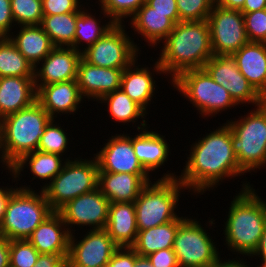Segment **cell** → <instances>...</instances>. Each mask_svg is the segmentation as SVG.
<instances>
[{
    "label": "cell",
    "mask_w": 266,
    "mask_h": 267,
    "mask_svg": "<svg viewBox=\"0 0 266 267\" xmlns=\"http://www.w3.org/2000/svg\"><path fill=\"white\" fill-rule=\"evenodd\" d=\"M58 154L52 153H44L41 151H34L28 154H25L19 161H17L10 170L5 172L10 173V179H12V183L17 182L19 183L20 176L23 174L21 173L26 167L30 169V173L33 176V179L42 180L44 181L41 186L40 190H43L51 180L61 171L64 163L67 160L73 159L72 157H68L66 159ZM71 158V159H70ZM18 178V179H17ZM46 180V181H45ZM50 180V181H48ZM46 182V183H45ZM48 182V183H47Z\"/></svg>",
    "instance_id": "cb8c5ba5"
},
{
    "label": "cell",
    "mask_w": 266,
    "mask_h": 267,
    "mask_svg": "<svg viewBox=\"0 0 266 267\" xmlns=\"http://www.w3.org/2000/svg\"><path fill=\"white\" fill-rule=\"evenodd\" d=\"M207 22L213 55H232L247 44L243 13L214 5Z\"/></svg>",
    "instance_id": "7c38bea8"
},
{
    "label": "cell",
    "mask_w": 266,
    "mask_h": 267,
    "mask_svg": "<svg viewBox=\"0 0 266 267\" xmlns=\"http://www.w3.org/2000/svg\"><path fill=\"white\" fill-rule=\"evenodd\" d=\"M160 45L157 60L170 82L184 71L203 68L213 56L207 20L176 23Z\"/></svg>",
    "instance_id": "7a4b0ae2"
},
{
    "label": "cell",
    "mask_w": 266,
    "mask_h": 267,
    "mask_svg": "<svg viewBox=\"0 0 266 267\" xmlns=\"http://www.w3.org/2000/svg\"><path fill=\"white\" fill-rule=\"evenodd\" d=\"M189 151L178 179L191 195H203L220 186L226 178L232 180L246 174L233 151L231 128L227 123L198 137Z\"/></svg>",
    "instance_id": "6da1fadb"
},
{
    "label": "cell",
    "mask_w": 266,
    "mask_h": 267,
    "mask_svg": "<svg viewBox=\"0 0 266 267\" xmlns=\"http://www.w3.org/2000/svg\"><path fill=\"white\" fill-rule=\"evenodd\" d=\"M70 233L58 211H53L27 239L40 254L69 252Z\"/></svg>",
    "instance_id": "603a6c76"
},
{
    "label": "cell",
    "mask_w": 266,
    "mask_h": 267,
    "mask_svg": "<svg viewBox=\"0 0 266 267\" xmlns=\"http://www.w3.org/2000/svg\"><path fill=\"white\" fill-rule=\"evenodd\" d=\"M124 24H116L93 45L81 52L87 63L103 68L125 69L140 56V48ZM139 54V55H138Z\"/></svg>",
    "instance_id": "8fae6325"
},
{
    "label": "cell",
    "mask_w": 266,
    "mask_h": 267,
    "mask_svg": "<svg viewBox=\"0 0 266 267\" xmlns=\"http://www.w3.org/2000/svg\"><path fill=\"white\" fill-rule=\"evenodd\" d=\"M170 83L203 118H212L222 111L239 107L230 93L215 82L204 68L184 71Z\"/></svg>",
    "instance_id": "ba28073f"
},
{
    "label": "cell",
    "mask_w": 266,
    "mask_h": 267,
    "mask_svg": "<svg viewBox=\"0 0 266 267\" xmlns=\"http://www.w3.org/2000/svg\"><path fill=\"white\" fill-rule=\"evenodd\" d=\"M10 240L0 235V267H10Z\"/></svg>",
    "instance_id": "681fc988"
},
{
    "label": "cell",
    "mask_w": 266,
    "mask_h": 267,
    "mask_svg": "<svg viewBox=\"0 0 266 267\" xmlns=\"http://www.w3.org/2000/svg\"><path fill=\"white\" fill-rule=\"evenodd\" d=\"M78 16L79 12L44 15L40 26L55 47H71L74 44Z\"/></svg>",
    "instance_id": "d6a6232c"
},
{
    "label": "cell",
    "mask_w": 266,
    "mask_h": 267,
    "mask_svg": "<svg viewBox=\"0 0 266 267\" xmlns=\"http://www.w3.org/2000/svg\"><path fill=\"white\" fill-rule=\"evenodd\" d=\"M18 187L13 186H2L0 187V226L3 221L4 213L6 210L7 202L11 196V194L17 189Z\"/></svg>",
    "instance_id": "c3c4849f"
},
{
    "label": "cell",
    "mask_w": 266,
    "mask_h": 267,
    "mask_svg": "<svg viewBox=\"0 0 266 267\" xmlns=\"http://www.w3.org/2000/svg\"><path fill=\"white\" fill-rule=\"evenodd\" d=\"M82 97L76 80L40 86L37 89L36 101L48 112L52 119L59 115L77 114Z\"/></svg>",
    "instance_id": "ffe728a7"
},
{
    "label": "cell",
    "mask_w": 266,
    "mask_h": 267,
    "mask_svg": "<svg viewBox=\"0 0 266 267\" xmlns=\"http://www.w3.org/2000/svg\"><path fill=\"white\" fill-rule=\"evenodd\" d=\"M212 79L222 85L238 104L253 107L261 105L265 99L239 71L232 55H213L203 67ZM255 104V105H254Z\"/></svg>",
    "instance_id": "9a60e30c"
},
{
    "label": "cell",
    "mask_w": 266,
    "mask_h": 267,
    "mask_svg": "<svg viewBox=\"0 0 266 267\" xmlns=\"http://www.w3.org/2000/svg\"><path fill=\"white\" fill-rule=\"evenodd\" d=\"M14 23L11 0H0V37H8L16 29Z\"/></svg>",
    "instance_id": "b9f144b4"
},
{
    "label": "cell",
    "mask_w": 266,
    "mask_h": 267,
    "mask_svg": "<svg viewBox=\"0 0 266 267\" xmlns=\"http://www.w3.org/2000/svg\"><path fill=\"white\" fill-rule=\"evenodd\" d=\"M75 157L67 160L61 171L43 189L53 211H58L68 201L98 188V163L95 157Z\"/></svg>",
    "instance_id": "9c48e42d"
},
{
    "label": "cell",
    "mask_w": 266,
    "mask_h": 267,
    "mask_svg": "<svg viewBox=\"0 0 266 267\" xmlns=\"http://www.w3.org/2000/svg\"><path fill=\"white\" fill-rule=\"evenodd\" d=\"M189 215L178 225L173 251L180 267H209L220 255L219 248L203 225Z\"/></svg>",
    "instance_id": "30bf717a"
},
{
    "label": "cell",
    "mask_w": 266,
    "mask_h": 267,
    "mask_svg": "<svg viewBox=\"0 0 266 267\" xmlns=\"http://www.w3.org/2000/svg\"><path fill=\"white\" fill-rule=\"evenodd\" d=\"M105 230L119 247H131L138 233L134 202L110 203Z\"/></svg>",
    "instance_id": "83f0119b"
},
{
    "label": "cell",
    "mask_w": 266,
    "mask_h": 267,
    "mask_svg": "<svg viewBox=\"0 0 266 267\" xmlns=\"http://www.w3.org/2000/svg\"><path fill=\"white\" fill-rule=\"evenodd\" d=\"M135 250L132 247H119L111 256L107 267H133Z\"/></svg>",
    "instance_id": "ee69618b"
},
{
    "label": "cell",
    "mask_w": 266,
    "mask_h": 267,
    "mask_svg": "<svg viewBox=\"0 0 266 267\" xmlns=\"http://www.w3.org/2000/svg\"><path fill=\"white\" fill-rule=\"evenodd\" d=\"M79 240L70 234L68 267H104L119 248L105 229L88 228ZM77 238V239H76ZM78 240V241H77Z\"/></svg>",
    "instance_id": "5bb4252c"
},
{
    "label": "cell",
    "mask_w": 266,
    "mask_h": 267,
    "mask_svg": "<svg viewBox=\"0 0 266 267\" xmlns=\"http://www.w3.org/2000/svg\"><path fill=\"white\" fill-rule=\"evenodd\" d=\"M109 204L107 197L96 188L68 201L58 212L70 234L76 232L75 226L81 229L90 227V230L105 229Z\"/></svg>",
    "instance_id": "4fadbf2b"
},
{
    "label": "cell",
    "mask_w": 266,
    "mask_h": 267,
    "mask_svg": "<svg viewBox=\"0 0 266 267\" xmlns=\"http://www.w3.org/2000/svg\"><path fill=\"white\" fill-rule=\"evenodd\" d=\"M180 21L207 20L216 0H176Z\"/></svg>",
    "instance_id": "74e56055"
},
{
    "label": "cell",
    "mask_w": 266,
    "mask_h": 267,
    "mask_svg": "<svg viewBox=\"0 0 266 267\" xmlns=\"http://www.w3.org/2000/svg\"><path fill=\"white\" fill-rule=\"evenodd\" d=\"M185 218L186 216L182 215L165 224L138 231L136 240L131 247L139 256H148L158 250L173 248L178 225Z\"/></svg>",
    "instance_id": "4dcf8cb0"
},
{
    "label": "cell",
    "mask_w": 266,
    "mask_h": 267,
    "mask_svg": "<svg viewBox=\"0 0 266 267\" xmlns=\"http://www.w3.org/2000/svg\"><path fill=\"white\" fill-rule=\"evenodd\" d=\"M224 260L225 258L224 259L221 258L220 255L218 259L214 263H212L209 267H253V265L251 266L249 265L250 262H246L247 258L243 259L242 257L240 258V256H237L236 258L233 259H230L229 257V259L226 258V260L225 261Z\"/></svg>",
    "instance_id": "7dc6e473"
},
{
    "label": "cell",
    "mask_w": 266,
    "mask_h": 267,
    "mask_svg": "<svg viewBox=\"0 0 266 267\" xmlns=\"http://www.w3.org/2000/svg\"><path fill=\"white\" fill-rule=\"evenodd\" d=\"M84 6L81 0H42L43 15L79 12Z\"/></svg>",
    "instance_id": "60d3db41"
},
{
    "label": "cell",
    "mask_w": 266,
    "mask_h": 267,
    "mask_svg": "<svg viewBox=\"0 0 266 267\" xmlns=\"http://www.w3.org/2000/svg\"><path fill=\"white\" fill-rule=\"evenodd\" d=\"M15 26L40 25L43 18L42 0H11Z\"/></svg>",
    "instance_id": "8d00e7d4"
},
{
    "label": "cell",
    "mask_w": 266,
    "mask_h": 267,
    "mask_svg": "<svg viewBox=\"0 0 266 267\" xmlns=\"http://www.w3.org/2000/svg\"><path fill=\"white\" fill-rule=\"evenodd\" d=\"M154 267H180L173 248L162 249L147 256Z\"/></svg>",
    "instance_id": "7bdbcfd3"
},
{
    "label": "cell",
    "mask_w": 266,
    "mask_h": 267,
    "mask_svg": "<svg viewBox=\"0 0 266 267\" xmlns=\"http://www.w3.org/2000/svg\"><path fill=\"white\" fill-rule=\"evenodd\" d=\"M254 257H255V259L259 258L261 261L260 263H266V226L264 228L263 234L259 240V244H258L256 250L250 256V258H252V259Z\"/></svg>",
    "instance_id": "f907efd6"
},
{
    "label": "cell",
    "mask_w": 266,
    "mask_h": 267,
    "mask_svg": "<svg viewBox=\"0 0 266 267\" xmlns=\"http://www.w3.org/2000/svg\"><path fill=\"white\" fill-rule=\"evenodd\" d=\"M52 118L35 101L27 108L0 120V163L10 170L25 154L38 149L41 136Z\"/></svg>",
    "instance_id": "277c9868"
},
{
    "label": "cell",
    "mask_w": 266,
    "mask_h": 267,
    "mask_svg": "<svg viewBox=\"0 0 266 267\" xmlns=\"http://www.w3.org/2000/svg\"><path fill=\"white\" fill-rule=\"evenodd\" d=\"M30 185L19 186L10 196L0 235L8 240L28 239L33 231L53 210L46 200L43 190L35 191Z\"/></svg>",
    "instance_id": "52a82bcc"
},
{
    "label": "cell",
    "mask_w": 266,
    "mask_h": 267,
    "mask_svg": "<svg viewBox=\"0 0 266 267\" xmlns=\"http://www.w3.org/2000/svg\"><path fill=\"white\" fill-rule=\"evenodd\" d=\"M89 9L91 10L89 5L88 9L84 6L79 11V16L76 18L74 44L71 47L80 52H83L84 49L93 45L116 25L111 18H107L106 23L102 20L103 16H99L101 19L99 17L96 18V15L93 14L92 11H88ZM83 43H85V45Z\"/></svg>",
    "instance_id": "1f68e13d"
},
{
    "label": "cell",
    "mask_w": 266,
    "mask_h": 267,
    "mask_svg": "<svg viewBox=\"0 0 266 267\" xmlns=\"http://www.w3.org/2000/svg\"><path fill=\"white\" fill-rule=\"evenodd\" d=\"M57 120L51 119L46 125L45 133L41 136L37 150L44 153L58 154L63 157L69 149L70 137L68 136L70 134L65 132L67 130Z\"/></svg>",
    "instance_id": "e575fe53"
},
{
    "label": "cell",
    "mask_w": 266,
    "mask_h": 267,
    "mask_svg": "<svg viewBox=\"0 0 266 267\" xmlns=\"http://www.w3.org/2000/svg\"><path fill=\"white\" fill-rule=\"evenodd\" d=\"M34 77L33 65L16 48L9 37L0 38V78Z\"/></svg>",
    "instance_id": "836d02e7"
},
{
    "label": "cell",
    "mask_w": 266,
    "mask_h": 267,
    "mask_svg": "<svg viewBox=\"0 0 266 267\" xmlns=\"http://www.w3.org/2000/svg\"><path fill=\"white\" fill-rule=\"evenodd\" d=\"M155 180L149 182L134 201L138 231L165 224L180 216L176 211L181 192L187 190L185 186L175 172L167 171Z\"/></svg>",
    "instance_id": "5b68a950"
},
{
    "label": "cell",
    "mask_w": 266,
    "mask_h": 267,
    "mask_svg": "<svg viewBox=\"0 0 266 267\" xmlns=\"http://www.w3.org/2000/svg\"><path fill=\"white\" fill-rule=\"evenodd\" d=\"M245 0H216V5L228 10H241Z\"/></svg>",
    "instance_id": "f5cc1de1"
},
{
    "label": "cell",
    "mask_w": 266,
    "mask_h": 267,
    "mask_svg": "<svg viewBox=\"0 0 266 267\" xmlns=\"http://www.w3.org/2000/svg\"><path fill=\"white\" fill-rule=\"evenodd\" d=\"M146 0H101L98 6L104 18H111L116 24H124L131 18Z\"/></svg>",
    "instance_id": "d590c367"
},
{
    "label": "cell",
    "mask_w": 266,
    "mask_h": 267,
    "mask_svg": "<svg viewBox=\"0 0 266 267\" xmlns=\"http://www.w3.org/2000/svg\"><path fill=\"white\" fill-rule=\"evenodd\" d=\"M250 183L245 179L240 191L233 196L223 225V244L228 251L248 256V259L256 250L266 226V200L255 192L257 189Z\"/></svg>",
    "instance_id": "3957f363"
},
{
    "label": "cell",
    "mask_w": 266,
    "mask_h": 267,
    "mask_svg": "<svg viewBox=\"0 0 266 267\" xmlns=\"http://www.w3.org/2000/svg\"><path fill=\"white\" fill-rule=\"evenodd\" d=\"M124 69L103 68L91 65L82 58L77 69V85L84 99L98 101L105 95L120 89Z\"/></svg>",
    "instance_id": "ac0fdd59"
},
{
    "label": "cell",
    "mask_w": 266,
    "mask_h": 267,
    "mask_svg": "<svg viewBox=\"0 0 266 267\" xmlns=\"http://www.w3.org/2000/svg\"><path fill=\"white\" fill-rule=\"evenodd\" d=\"M81 52L72 47H55L35 68L36 90L43 85L76 80Z\"/></svg>",
    "instance_id": "e0dca14e"
},
{
    "label": "cell",
    "mask_w": 266,
    "mask_h": 267,
    "mask_svg": "<svg viewBox=\"0 0 266 267\" xmlns=\"http://www.w3.org/2000/svg\"><path fill=\"white\" fill-rule=\"evenodd\" d=\"M232 57L239 71L266 100V43L248 42Z\"/></svg>",
    "instance_id": "484cf974"
},
{
    "label": "cell",
    "mask_w": 266,
    "mask_h": 267,
    "mask_svg": "<svg viewBox=\"0 0 266 267\" xmlns=\"http://www.w3.org/2000/svg\"><path fill=\"white\" fill-rule=\"evenodd\" d=\"M17 29L8 37L35 68L55 46L40 25L18 26Z\"/></svg>",
    "instance_id": "f1b7e54d"
},
{
    "label": "cell",
    "mask_w": 266,
    "mask_h": 267,
    "mask_svg": "<svg viewBox=\"0 0 266 267\" xmlns=\"http://www.w3.org/2000/svg\"><path fill=\"white\" fill-rule=\"evenodd\" d=\"M249 42L266 43V9L243 14Z\"/></svg>",
    "instance_id": "ab89813d"
},
{
    "label": "cell",
    "mask_w": 266,
    "mask_h": 267,
    "mask_svg": "<svg viewBox=\"0 0 266 267\" xmlns=\"http://www.w3.org/2000/svg\"><path fill=\"white\" fill-rule=\"evenodd\" d=\"M244 116L227 119L231 142L239 166L246 172H257L266 166V100Z\"/></svg>",
    "instance_id": "8992f818"
},
{
    "label": "cell",
    "mask_w": 266,
    "mask_h": 267,
    "mask_svg": "<svg viewBox=\"0 0 266 267\" xmlns=\"http://www.w3.org/2000/svg\"><path fill=\"white\" fill-rule=\"evenodd\" d=\"M97 102L108 106V110L105 111L109 113V118L114 119L113 122L122 123L123 126L127 123L126 125L130 126L129 123L135 125L138 119H142L141 122L136 123L138 126L133 127H136L138 131L150 128L146 121L147 118H145L148 113L121 89L105 95Z\"/></svg>",
    "instance_id": "f546056e"
},
{
    "label": "cell",
    "mask_w": 266,
    "mask_h": 267,
    "mask_svg": "<svg viewBox=\"0 0 266 267\" xmlns=\"http://www.w3.org/2000/svg\"><path fill=\"white\" fill-rule=\"evenodd\" d=\"M69 252L40 254L33 267H68Z\"/></svg>",
    "instance_id": "bcb514c9"
},
{
    "label": "cell",
    "mask_w": 266,
    "mask_h": 267,
    "mask_svg": "<svg viewBox=\"0 0 266 267\" xmlns=\"http://www.w3.org/2000/svg\"><path fill=\"white\" fill-rule=\"evenodd\" d=\"M133 267H154L147 256H139L135 252V262Z\"/></svg>",
    "instance_id": "db71d44e"
},
{
    "label": "cell",
    "mask_w": 266,
    "mask_h": 267,
    "mask_svg": "<svg viewBox=\"0 0 266 267\" xmlns=\"http://www.w3.org/2000/svg\"><path fill=\"white\" fill-rule=\"evenodd\" d=\"M130 133L115 134L106 139L100 151L91 154L98 163V172L131 173L149 175L138 160L132 146Z\"/></svg>",
    "instance_id": "2e32d148"
},
{
    "label": "cell",
    "mask_w": 266,
    "mask_h": 267,
    "mask_svg": "<svg viewBox=\"0 0 266 267\" xmlns=\"http://www.w3.org/2000/svg\"><path fill=\"white\" fill-rule=\"evenodd\" d=\"M260 265H257L256 267H266V263H259Z\"/></svg>",
    "instance_id": "11a10c76"
},
{
    "label": "cell",
    "mask_w": 266,
    "mask_h": 267,
    "mask_svg": "<svg viewBox=\"0 0 266 267\" xmlns=\"http://www.w3.org/2000/svg\"><path fill=\"white\" fill-rule=\"evenodd\" d=\"M266 9V0H245L243 8L240 10L243 14Z\"/></svg>",
    "instance_id": "816d5d0a"
},
{
    "label": "cell",
    "mask_w": 266,
    "mask_h": 267,
    "mask_svg": "<svg viewBox=\"0 0 266 267\" xmlns=\"http://www.w3.org/2000/svg\"><path fill=\"white\" fill-rule=\"evenodd\" d=\"M34 77L0 78V120L27 108L36 101Z\"/></svg>",
    "instance_id": "7402d4cb"
},
{
    "label": "cell",
    "mask_w": 266,
    "mask_h": 267,
    "mask_svg": "<svg viewBox=\"0 0 266 267\" xmlns=\"http://www.w3.org/2000/svg\"><path fill=\"white\" fill-rule=\"evenodd\" d=\"M156 73L160 76L164 74L158 60L151 67H146V65L143 67L138 65L137 57L123 70L121 77L120 89L147 113L148 106H150L152 99H154L153 96L157 90L156 80H154L156 76L154 74Z\"/></svg>",
    "instance_id": "d6986e66"
},
{
    "label": "cell",
    "mask_w": 266,
    "mask_h": 267,
    "mask_svg": "<svg viewBox=\"0 0 266 267\" xmlns=\"http://www.w3.org/2000/svg\"><path fill=\"white\" fill-rule=\"evenodd\" d=\"M39 255L27 239L10 241V267H33Z\"/></svg>",
    "instance_id": "f35d334b"
},
{
    "label": "cell",
    "mask_w": 266,
    "mask_h": 267,
    "mask_svg": "<svg viewBox=\"0 0 266 267\" xmlns=\"http://www.w3.org/2000/svg\"><path fill=\"white\" fill-rule=\"evenodd\" d=\"M138 132L132 137V146L143 168L150 174L162 166L165 167L164 164L171 154L170 145L165 136L148 128Z\"/></svg>",
    "instance_id": "d4e9b609"
},
{
    "label": "cell",
    "mask_w": 266,
    "mask_h": 267,
    "mask_svg": "<svg viewBox=\"0 0 266 267\" xmlns=\"http://www.w3.org/2000/svg\"><path fill=\"white\" fill-rule=\"evenodd\" d=\"M129 26L133 28L135 35L139 34L147 46L157 47L162 43L174 28V23L168 18V14L156 12L146 2L129 18Z\"/></svg>",
    "instance_id": "4316f807"
},
{
    "label": "cell",
    "mask_w": 266,
    "mask_h": 267,
    "mask_svg": "<svg viewBox=\"0 0 266 267\" xmlns=\"http://www.w3.org/2000/svg\"><path fill=\"white\" fill-rule=\"evenodd\" d=\"M151 176L152 174L98 172V188L110 203L134 202L143 188L151 180H155Z\"/></svg>",
    "instance_id": "44dd1931"
},
{
    "label": "cell",
    "mask_w": 266,
    "mask_h": 267,
    "mask_svg": "<svg viewBox=\"0 0 266 267\" xmlns=\"http://www.w3.org/2000/svg\"><path fill=\"white\" fill-rule=\"evenodd\" d=\"M146 3L156 12L168 14V18L174 24L180 22L176 0H146Z\"/></svg>",
    "instance_id": "f6af8a7d"
}]
</instances>
